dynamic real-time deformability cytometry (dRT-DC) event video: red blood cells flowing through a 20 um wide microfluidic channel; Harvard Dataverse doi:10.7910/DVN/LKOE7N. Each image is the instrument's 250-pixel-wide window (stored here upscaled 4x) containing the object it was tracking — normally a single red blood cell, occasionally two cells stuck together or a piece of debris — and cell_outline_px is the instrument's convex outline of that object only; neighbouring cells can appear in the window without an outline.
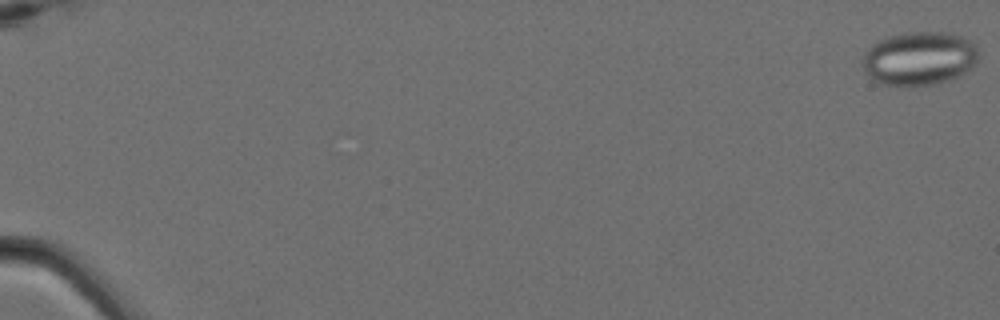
{"species": "Egyptian fruit bat (a non-hibernating species)", "species_latin": "Rousettus aegyptiacus", "temperature_condition": "cold", "stored_images_in_passage": 5, "camera_frame_rate_fps": 3000, "um_per_image_px": 0.085, "animal": {"sex": "female"}, "frame": {"image": 1, "passage_image": 1, "time_ms": 0.0, "image_size_px": [1000, 320], "cell_outline_px": [[980, 52], [976, 64], [972, 68], [960, 76], [952, 80], [936, 84], [908, 88], [880, 84], [872, 80], [864, 72], [864, 52], [876, 40], [884, 36], [908, 32], [948, 32], [964, 36], [972, 40], [980, 48]], "centroid_in_image_um": [78.17, 4.98], "position_along_channel_um": 6.8, "area_um2": 37.74}}